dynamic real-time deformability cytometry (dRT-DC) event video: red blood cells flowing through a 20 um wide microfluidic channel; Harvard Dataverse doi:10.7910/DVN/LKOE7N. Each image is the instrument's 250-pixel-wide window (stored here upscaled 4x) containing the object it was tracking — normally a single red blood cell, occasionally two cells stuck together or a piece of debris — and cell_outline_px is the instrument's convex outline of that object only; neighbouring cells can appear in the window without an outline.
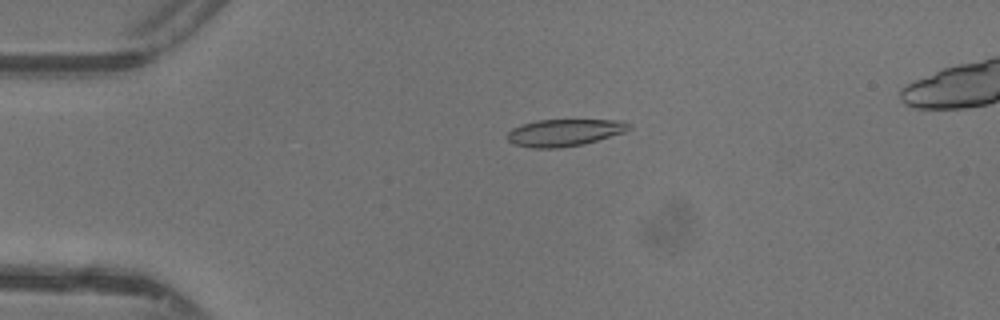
{"species": "common noctule bat (a hibernating species)", "species_latin": "Nyctalus noctula", "temperature_condition": "warm", "stored_images_in_passage": 47, "camera_frame_rate_fps": 3000, "um_per_image_px": 0.085, "animal": {"sex": "female"}, "frame": {"image": 1, "passage_image": 11, "time_ms": 3.333, "image_size_px": [1000, 320], "cell_outline_px": [[632, 124], [624, 132], [584, 144], [560, 148], [532, 148], [512, 144], [508, 140], [508, 132], [512, 128], [520, 124], [536, 120], [624, 120]], "centroid_in_image_um": [47.95, 11.27], "position_along_channel_um": 37.1, "area_um2": 19.25}}
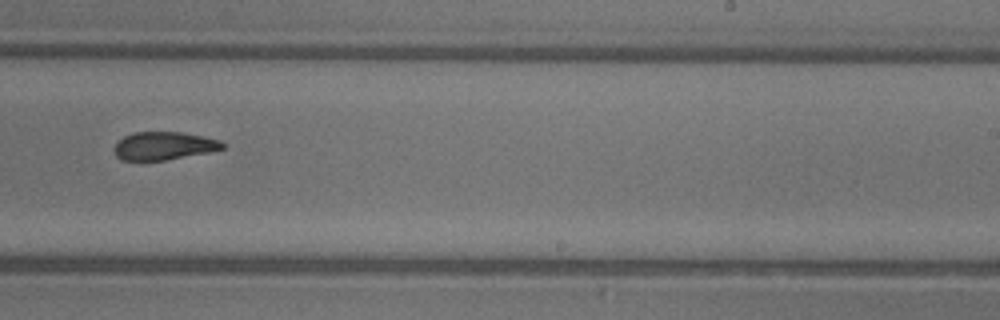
{"frame": {"image": 2, "passage_image": 30, "time_ms": 9.667, "image_size_px": [1000, 320], "cell_outline_px": [[228, 144], [224, 148], [208, 152], [164, 160], [120, 160], [116, 156], [116, 144], [124, 136], [132, 132], [180, 132], [204, 136], [220, 140]], "centroid_in_image_um": [13.97, 12.38], "position_along_channel_um": 275.0, "area_um2": 17.57}}
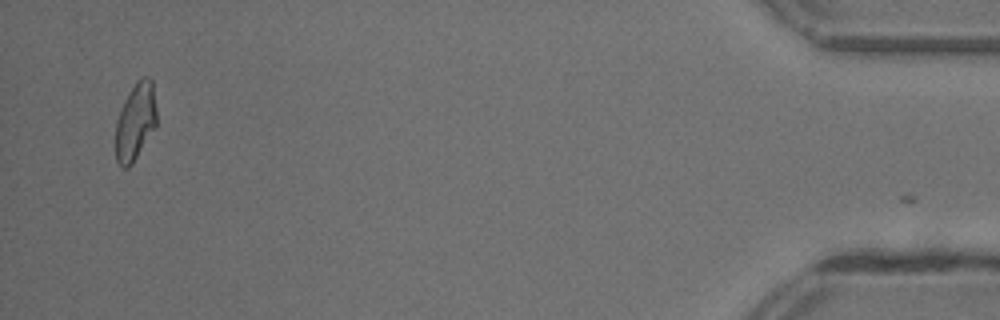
{"frame": {"image": 3, "passage_image": 46, "time_ms": 15.0, "image_size_px": [1000, 320], "cell_outline_px": [[156, 128], [132, 164], [128, 168], [124, 168], [116, 160], [116, 120], [124, 100], [128, 92], [144, 76], [148, 76], [152, 80], [156, 108]], "centroid_in_image_um": [11.52, 10.36], "position_along_channel_um": 423.7, "area_um2": 18.44}, "authors_computed_cell_mechanics": {"area_um2": 18.9584, "velocity_mm_per_s": 4.3894, "shape_relaxation_time_tau1_ms": 5.9891, "shape_relaxation_time_tau2_ms": 2.3973, "deformation_change_tau1": 0.1814, "deformation_change_tau2": 0.1032}}